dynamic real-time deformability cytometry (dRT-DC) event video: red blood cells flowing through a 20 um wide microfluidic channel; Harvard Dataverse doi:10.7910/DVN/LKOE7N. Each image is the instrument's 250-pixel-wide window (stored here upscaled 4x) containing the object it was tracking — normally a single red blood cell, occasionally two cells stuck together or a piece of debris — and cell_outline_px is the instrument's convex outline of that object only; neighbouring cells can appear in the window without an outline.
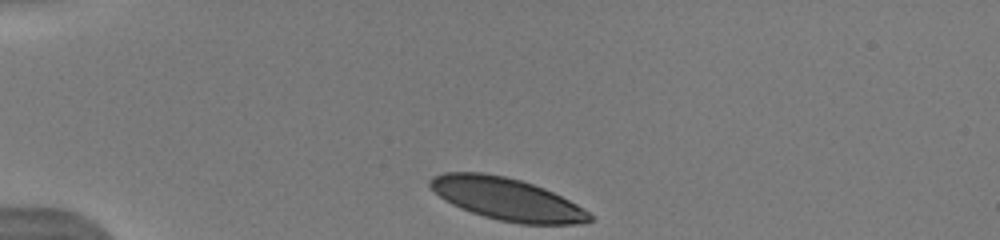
{"species": "human", "species_latin": "Homo sapiens", "temperature_condition": "warm", "stored_images_in_passage": 25, "camera_frame_rate_fps": 3000, "um_per_image_px": 0.085, "donor": {"sex": "male"}, "frame": {"image": 1, "passage_image": 1, "time_ms": 0.0, "image_size_px": [1000, 240], "cell_outline_px": [[592, 220], [584, 224], [520, 224], [500, 220], [484, 216], [460, 208], [452, 204], [440, 196], [428, 184], [428, 180], [432, 176], [444, 172], [484, 172], [504, 176], [520, 180], [544, 188], [576, 204], [588, 212], [592, 216]], "centroid_in_image_um": [43.07, 16.91], "position_along_channel_um": 41.9, "area_um2": 39.07}, "authors_computed_cell_mechanics": {"area_um2": 42.4252, "velocity_mm_per_s": 4.025, "shape_relaxation_time_tau1_ms": 1.6011, "shape_relaxation_time_tau2_ms": 5.2106, "deformation_change_tau1": 0.0787, "deformation_change_tau2": 0.1508}}